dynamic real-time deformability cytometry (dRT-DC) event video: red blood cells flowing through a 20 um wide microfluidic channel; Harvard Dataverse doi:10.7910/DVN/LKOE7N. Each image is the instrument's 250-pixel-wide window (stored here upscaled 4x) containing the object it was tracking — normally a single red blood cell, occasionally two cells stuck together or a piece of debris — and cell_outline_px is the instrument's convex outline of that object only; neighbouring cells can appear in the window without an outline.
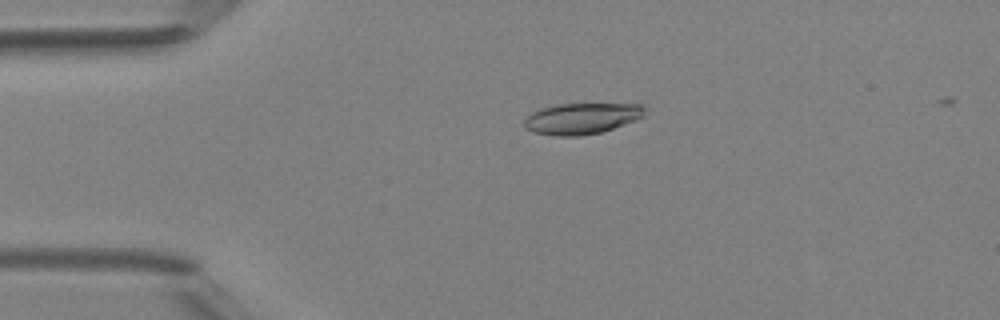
{"species": "Egyptian fruit bat (a non-hibernating species)", "species_latin": "Rousettus aegyptiacus", "temperature_condition": "room temperature", "stored_images_in_passage": 49, "camera_frame_rate_fps": 3000, "um_per_image_px": 0.085, "animal": {"sex": "female"}, "frame": {"image": 1, "passage_image": 11, "time_ms": 3.333, "image_size_px": [1000, 320], "cell_outline_px": [[644, 116], [624, 124], [600, 132], [580, 136], [556, 136], [532, 132], [524, 128], [524, 120], [532, 112], [540, 108], [556, 104], [644, 104]], "centroid_in_image_um": [49.4, 10.07], "position_along_channel_um": 35.6, "area_um2": 21.79}}
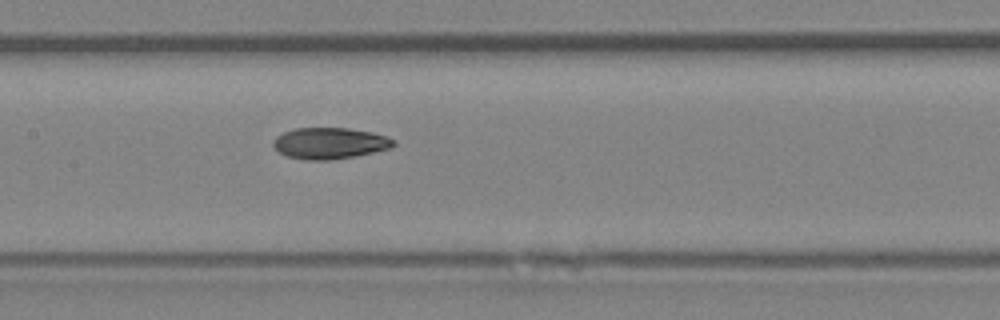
{"frame": {"image": 2, "passage_image": 24, "time_ms": 7.667, "image_size_px": [1000, 320], "cell_outline_px": [[396, 144], [392, 148], [356, 156], [328, 160], [308, 160], [288, 156], [280, 152], [272, 144], [272, 140], [276, 136], [284, 132], [296, 128], [348, 128], [372, 132], [396, 140]], "centroid_in_image_um": [28.05, 12.17], "position_along_channel_um": 179.4, "area_um2": 21.91}}
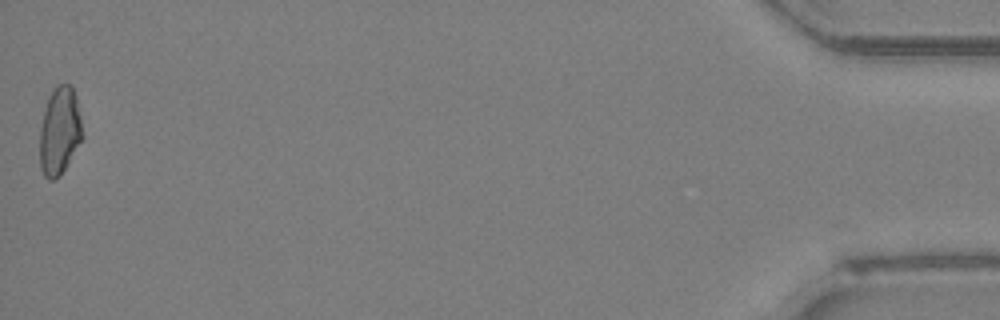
{"frame": {"image": 3, "passage_image": 49, "time_ms": 16.0, "image_size_px": [1000, 320], "cell_outline_px": [[84, 136], [60, 176], [52, 180], [48, 180], [44, 176], [40, 168], [40, 128], [44, 108], [52, 88], [56, 84], [72, 84], [76, 96]], "centroid_in_image_um": [5.06, 11.11], "position_along_channel_um": 430.1, "area_um2": 22.08}, "authors_computed_cell_mechanics": {"area_um2": 21.9062, "velocity_mm_per_s": 4.211, "shape_relaxation_time_tau1_ms": 8.5728, "shape_relaxation_time_tau2_ms": 2.8086, "deformation_change_tau1": 0.2151, "deformation_change_tau2": 0.0782}}